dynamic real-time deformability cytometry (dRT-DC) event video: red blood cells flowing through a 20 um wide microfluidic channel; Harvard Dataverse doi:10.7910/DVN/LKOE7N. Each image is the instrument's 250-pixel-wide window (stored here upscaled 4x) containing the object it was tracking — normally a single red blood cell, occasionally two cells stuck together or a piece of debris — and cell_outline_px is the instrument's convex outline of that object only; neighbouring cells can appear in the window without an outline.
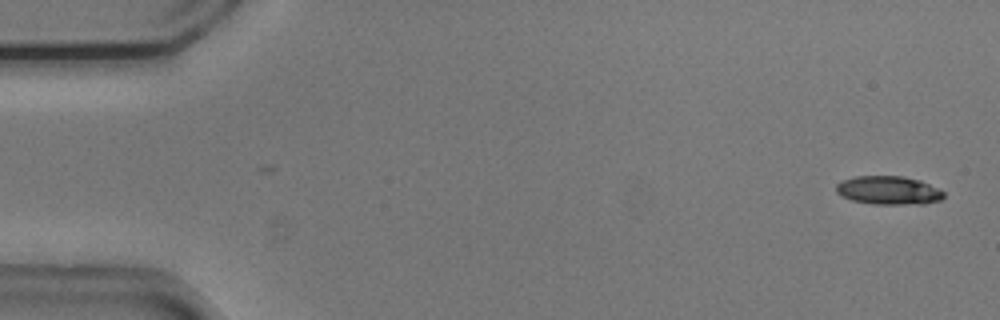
{"species": "common noctule bat (a hibernating species)", "species_latin": "Nyctalus noctula", "temperature_condition": "cold", "stored_images_in_passage": 15, "camera_frame_rate_fps": 3000, "um_per_image_px": 0.085, "animal": {"sex": "male", "body_mass_g": 20.5, "forearm_length_mm": 52.5}, "frame": {"image": 1, "passage_image": 1, "time_ms": 0.0, "image_size_px": [1000, 320], "cell_outline_px": [[944, 196], [940, 200], [924, 204], [872, 204], [852, 200], [840, 196], [836, 192], [836, 184], [840, 180], [856, 176], [904, 176], [920, 180], [944, 192]], "centroid_in_image_um": [75.48, 16.18], "position_along_channel_um": 9.5, "area_um2": 17.98}}
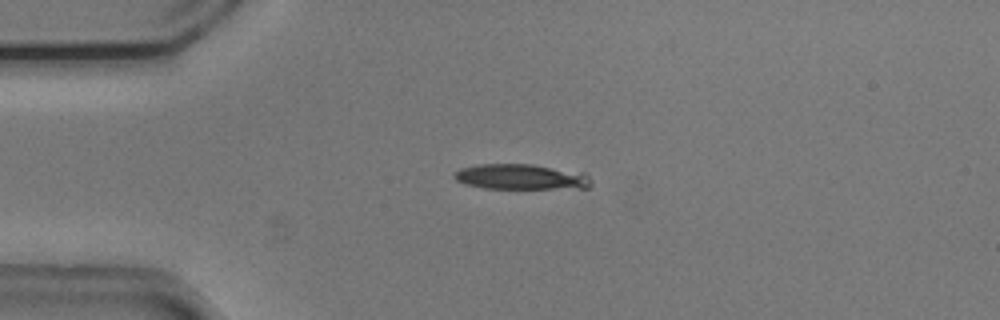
{"frame": {"image": 2, "passage_image": 12, "time_ms": 3.667, "image_size_px": [1000, 320], "cell_outline_px": [[592, 184], [588, 188], [484, 188], [464, 184], [456, 180], [452, 176], [452, 172], [460, 168], [476, 164], [532, 164], [584, 172], [592, 180]], "centroid_in_image_um": [44.27, 15.02], "position_along_channel_um": 40.7, "area_um2": 20.52}}